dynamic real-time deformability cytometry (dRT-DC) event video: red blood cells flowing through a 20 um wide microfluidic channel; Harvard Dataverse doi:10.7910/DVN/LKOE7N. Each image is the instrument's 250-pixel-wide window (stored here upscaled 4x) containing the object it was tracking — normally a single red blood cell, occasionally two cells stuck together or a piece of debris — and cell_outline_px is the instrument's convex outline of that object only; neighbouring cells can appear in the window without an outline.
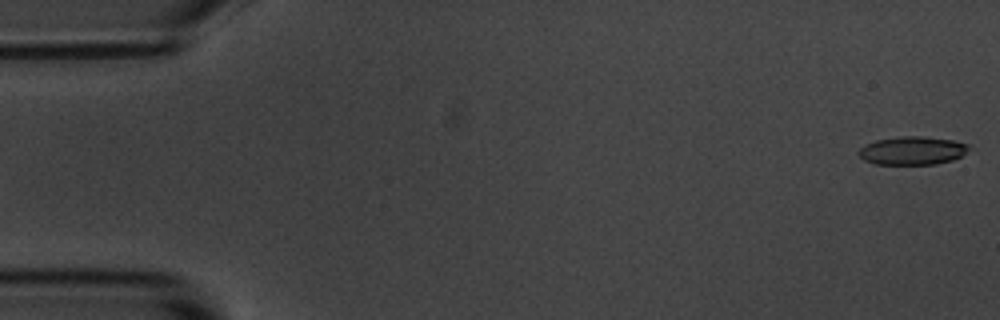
{"species": "common noctule bat (a hibernating species)", "species_latin": "Nyctalus noctula", "temperature_condition": "room temperature", "stored_images_in_passage": 9, "camera_frame_rate_fps": 3000, "um_per_image_px": 0.085, "animal": {"sex": "male", "body_mass_g": 20.1, "forearm_length_mm": 53.5}, "frame": {"image": 1, "passage_image": 1, "time_ms": 0.0, "image_size_px": [1000, 320], "cell_outline_px": [[972, 148], [960, 156], [952, 160], [936, 164], [876, 164], [864, 160], [856, 152], [864, 144], [876, 140], [900, 136], [924, 136], [952, 140], [972, 144]], "centroid_in_image_um": [77.57, 12.79], "position_along_channel_um": 7.4, "area_um2": 18.38}}